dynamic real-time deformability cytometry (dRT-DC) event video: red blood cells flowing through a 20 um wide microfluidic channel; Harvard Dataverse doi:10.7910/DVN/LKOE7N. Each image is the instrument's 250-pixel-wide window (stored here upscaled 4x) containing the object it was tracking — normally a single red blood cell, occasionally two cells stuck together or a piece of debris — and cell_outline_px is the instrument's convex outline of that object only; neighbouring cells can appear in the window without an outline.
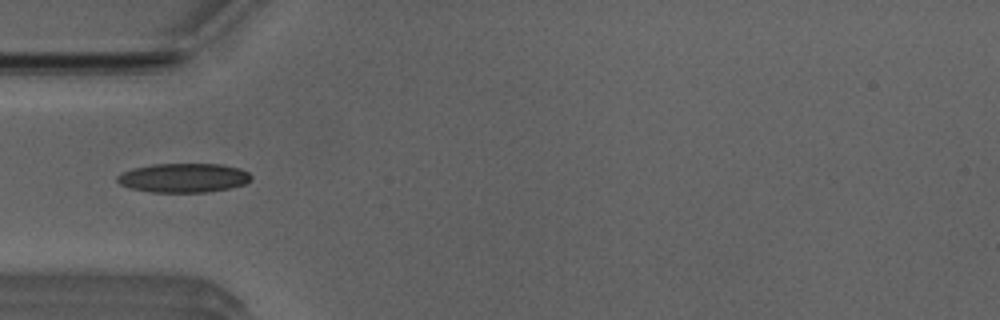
{"species": "Egyptian fruit bat (a non-hibernating species)", "species_latin": "Rousettus aegyptiacus", "temperature_condition": "room temperature", "stored_images_in_passage": 36, "camera_frame_rate_fps": 3000, "um_per_image_px": 0.085, "animal": {"sex": "male"}, "frame": {"image": 1, "passage_image": 1, "time_ms": 0.0, "image_size_px": [1000, 320], "cell_outline_px": [[252, 180], [244, 184], [228, 188], [204, 192], [152, 192], [128, 188], [120, 184], [116, 180], [116, 176], [120, 172], [132, 168], [152, 164], [220, 164], [240, 168], [248, 172], [252, 176]], "centroid_in_image_um": [15.56, 15.11], "position_along_channel_um": 69.4, "area_um2": 22.89}}
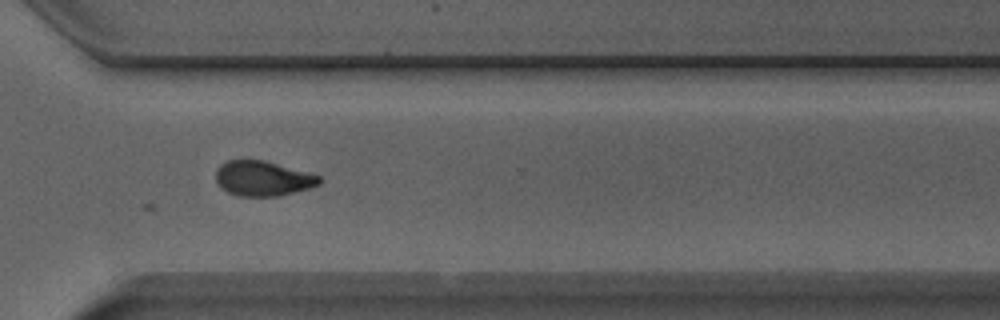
{"frame": {"image": 2, "passage_image": 22, "time_ms": 7.0, "image_size_px": [1000, 320], "cell_outline_px": [[324, 180], [320, 184], [312, 188], [280, 196], [240, 196], [228, 192], [220, 188], [216, 180], [216, 168], [220, 164], [228, 160], [264, 160], [320, 176]], "centroid_in_image_um": [22.35, 15.18], "position_along_channel_um": 348.2, "area_um2": 21.27}}
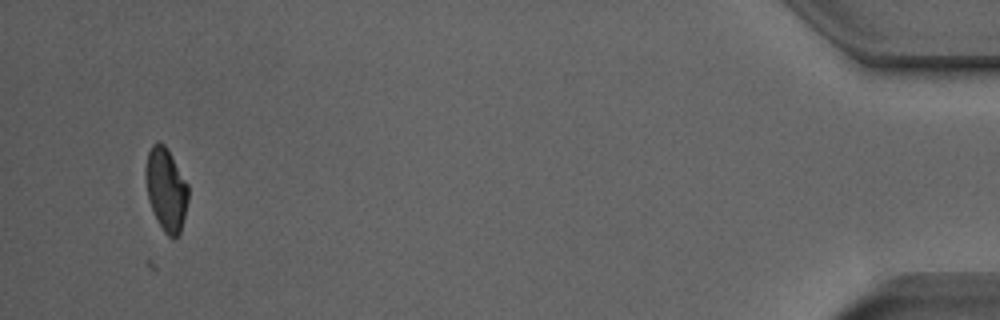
{"frame": {"image": 3, "passage_image": 34, "time_ms": 11.0, "image_size_px": [1000, 320], "cell_outline_px": [[188, 200], [180, 232], [176, 236], [168, 236], [164, 232], [156, 220], [148, 196], [144, 176], [144, 172], [148, 152], [152, 144], [164, 144], [168, 148], [188, 184]], "centroid_in_image_um": [14.11, 16.07], "position_along_channel_um": 421.1, "area_um2": 20.46}}